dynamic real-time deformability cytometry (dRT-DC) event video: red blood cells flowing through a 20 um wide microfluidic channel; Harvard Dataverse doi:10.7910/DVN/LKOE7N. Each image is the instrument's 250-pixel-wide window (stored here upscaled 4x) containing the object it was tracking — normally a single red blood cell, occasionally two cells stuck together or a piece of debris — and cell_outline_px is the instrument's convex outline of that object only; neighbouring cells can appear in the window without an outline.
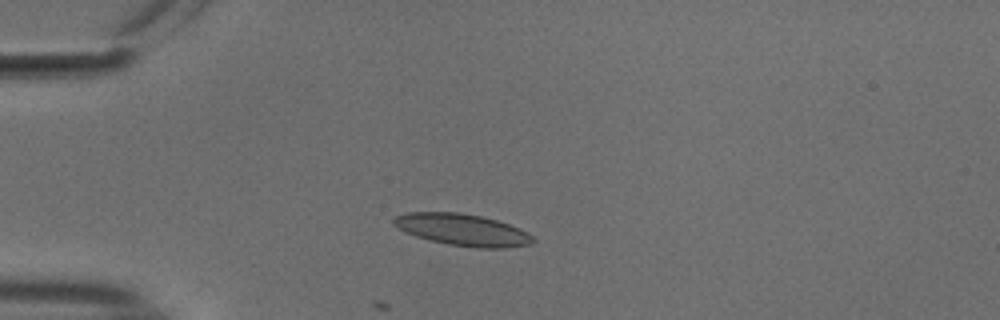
{"species": "common noctule bat (a hibernating species)", "species_latin": "Nyctalus noctula", "temperature_condition": "cold", "stored_images_in_passage": 36, "camera_frame_rate_fps": 3000, "um_per_image_px": 0.085, "animal": {"sex": "male", "body_mass_g": 18.8}, "frame": {"image": 1, "passage_image": 12, "time_ms": 3.667, "image_size_px": [1000, 320], "cell_outline_px": [[536, 240], [528, 244], [504, 248], [476, 248], [448, 244], [428, 240], [404, 232], [392, 224], [392, 220], [396, 216], [408, 212], [456, 212], [480, 216], [496, 220], [508, 224], [528, 232]], "centroid_in_image_um": [39.27, 19.53], "position_along_channel_um": 45.7, "area_um2": 25.72}}
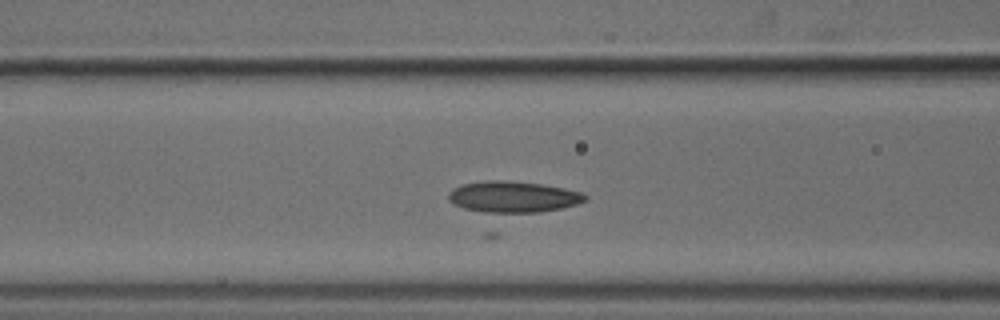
{"frame": {"image": 2, "passage_image": 20, "time_ms": 6.333, "image_size_px": [1000, 320], "cell_outline_px": [[588, 200], [576, 204], [560, 208], [540, 212], [496, 216], [492, 216], [464, 208], [448, 200], [448, 192], [452, 188], [460, 184], [484, 180], [504, 180], [540, 184], [564, 188], [584, 192], [588, 196]], "centroid_in_image_um": [43.57, 16.77], "position_along_channel_um": 123.0, "area_um2": 25.95}}
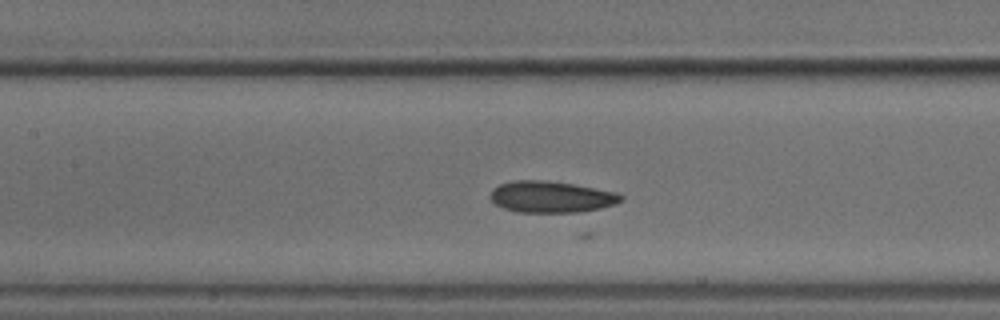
{"frame": {"image": 3, "passage_image": 23, "time_ms": 7.333, "image_size_px": [1000, 320], "cell_outline_px": [[624, 200], [616, 204], [600, 208], [580, 212], [516, 212], [504, 208], [496, 204], [492, 200], [492, 188], [500, 184], [512, 180], [544, 180], [572, 184], [616, 192], [624, 196]], "centroid_in_image_um": [46.87, 16.73], "position_along_channel_um": 160.5, "area_um2": 23.87}}